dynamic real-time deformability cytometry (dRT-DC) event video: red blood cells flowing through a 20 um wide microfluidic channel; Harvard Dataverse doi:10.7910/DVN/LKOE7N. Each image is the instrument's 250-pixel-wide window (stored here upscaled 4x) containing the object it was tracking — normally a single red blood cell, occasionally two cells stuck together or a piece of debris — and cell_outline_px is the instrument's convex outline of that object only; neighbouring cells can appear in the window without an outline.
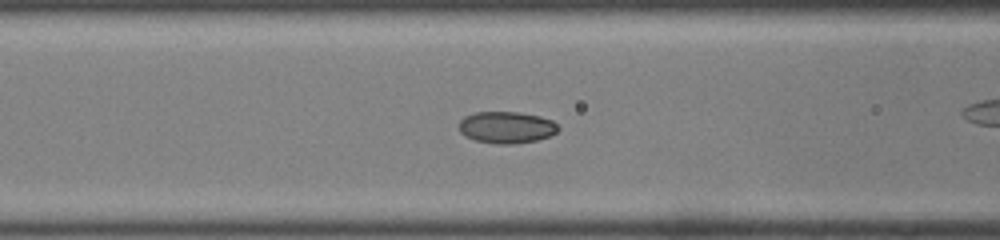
{"species": "common noctule bat (a hibernating species)", "species_latin": "Nyctalus noctula", "temperature_condition": "room temperature", "stored_images_in_passage": 29, "camera_frame_rate_fps": 3000, "um_per_image_px": 0.085, "animal": {"sex": "male", "body_mass_g": 19.0, "forearm_length_mm": 50.8}, "frame": {"image": 1, "passage_image": 10, "time_ms": 3.0, "image_size_px": [1000, 240], "cell_outline_px": [[560, 128], [556, 132], [548, 136], [536, 140], [512, 144], [496, 144], [476, 140], [464, 136], [460, 132], [460, 120], [464, 116], [476, 112], [520, 112], [540, 116], [552, 120]], "centroid_in_image_um": [43.04, 10.82], "position_along_channel_um": 123.6, "area_um2": 18.32}}
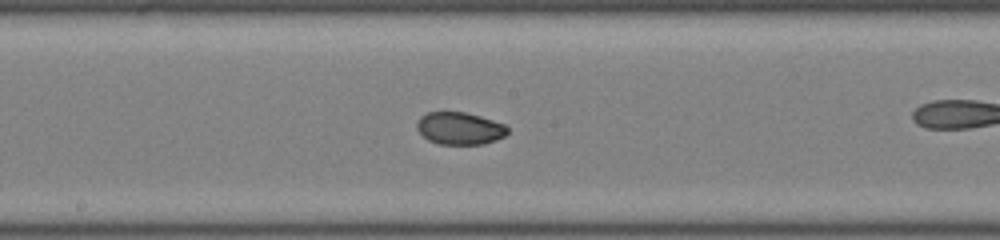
{"frame": {"image": 2, "passage_image": 16, "time_ms": 5.0, "image_size_px": [1000, 240], "cell_outline_px": [[508, 132], [504, 136], [496, 140], [484, 144], [440, 144], [428, 140], [416, 128], [416, 124], [420, 116], [428, 112], [464, 112], [480, 116], [504, 124], [508, 128]], "centroid_in_image_um": [39.07, 10.91], "position_along_channel_um": 209.1, "area_um2": 17.05}}
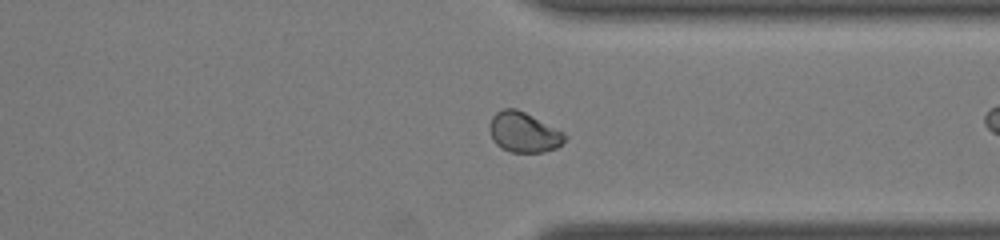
{"frame": {"image": 3, "passage_image": 27, "time_ms": 8.667, "image_size_px": [1000, 240], "cell_outline_px": [[564, 140], [556, 148], [544, 152], [512, 152], [500, 148], [492, 140], [488, 128], [492, 116], [496, 112], [504, 108], [516, 108], [564, 132]], "centroid_in_image_um": [44.46, 11.24], "position_along_channel_um": 366.9, "area_um2": 17.51}}